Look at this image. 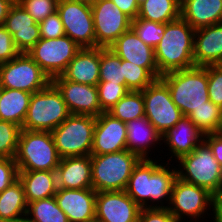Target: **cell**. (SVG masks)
<instances>
[{
    "mask_svg": "<svg viewBox=\"0 0 222 222\" xmlns=\"http://www.w3.org/2000/svg\"><path fill=\"white\" fill-rule=\"evenodd\" d=\"M174 165L160 158L141 159L133 169L125 192L141 208H168L177 178Z\"/></svg>",
    "mask_w": 222,
    "mask_h": 222,
    "instance_id": "1",
    "label": "cell"
},
{
    "mask_svg": "<svg viewBox=\"0 0 222 222\" xmlns=\"http://www.w3.org/2000/svg\"><path fill=\"white\" fill-rule=\"evenodd\" d=\"M193 29L182 17L165 23L162 39L154 48L159 74L195 66Z\"/></svg>",
    "mask_w": 222,
    "mask_h": 222,
    "instance_id": "2",
    "label": "cell"
},
{
    "mask_svg": "<svg viewBox=\"0 0 222 222\" xmlns=\"http://www.w3.org/2000/svg\"><path fill=\"white\" fill-rule=\"evenodd\" d=\"M160 78L167 84L172 101L183 116H188L194 109L207 105L210 101L207 66L169 72Z\"/></svg>",
    "mask_w": 222,
    "mask_h": 222,
    "instance_id": "3",
    "label": "cell"
},
{
    "mask_svg": "<svg viewBox=\"0 0 222 222\" xmlns=\"http://www.w3.org/2000/svg\"><path fill=\"white\" fill-rule=\"evenodd\" d=\"M14 160L19 171H56L61 157L51 132L22 129Z\"/></svg>",
    "mask_w": 222,
    "mask_h": 222,
    "instance_id": "4",
    "label": "cell"
},
{
    "mask_svg": "<svg viewBox=\"0 0 222 222\" xmlns=\"http://www.w3.org/2000/svg\"><path fill=\"white\" fill-rule=\"evenodd\" d=\"M141 158L130 151L91 155L92 188L96 192L123 191Z\"/></svg>",
    "mask_w": 222,
    "mask_h": 222,
    "instance_id": "5",
    "label": "cell"
},
{
    "mask_svg": "<svg viewBox=\"0 0 222 222\" xmlns=\"http://www.w3.org/2000/svg\"><path fill=\"white\" fill-rule=\"evenodd\" d=\"M174 163L181 180L206 188L212 194L222 189V168L204 140Z\"/></svg>",
    "mask_w": 222,
    "mask_h": 222,
    "instance_id": "6",
    "label": "cell"
},
{
    "mask_svg": "<svg viewBox=\"0 0 222 222\" xmlns=\"http://www.w3.org/2000/svg\"><path fill=\"white\" fill-rule=\"evenodd\" d=\"M70 115L61 92L51 82L31 95L22 129L52 132Z\"/></svg>",
    "mask_w": 222,
    "mask_h": 222,
    "instance_id": "7",
    "label": "cell"
},
{
    "mask_svg": "<svg viewBox=\"0 0 222 222\" xmlns=\"http://www.w3.org/2000/svg\"><path fill=\"white\" fill-rule=\"evenodd\" d=\"M96 117L71 114L51 133L61 158L91 155Z\"/></svg>",
    "mask_w": 222,
    "mask_h": 222,
    "instance_id": "8",
    "label": "cell"
},
{
    "mask_svg": "<svg viewBox=\"0 0 222 222\" xmlns=\"http://www.w3.org/2000/svg\"><path fill=\"white\" fill-rule=\"evenodd\" d=\"M211 205L212 193L206 188L176 178L167 209L179 222L210 221Z\"/></svg>",
    "mask_w": 222,
    "mask_h": 222,
    "instance_id": "9",
    "label": "cell"
},
{
    "mask_svg": "<svg viewBox=\"0 0 222 222\" xmlns=\"http://www.w3.org/2000/svg\"><path fill=\"white\" fill-rule=\"evenodd\" d=\"M52 80L27 54L19 53L0 64V87L35 93L46 88Z\"/></svg>",
    "mask_w": 222,
    "mask_h": 222,
    "instance_id": "10",
    "label": "cell"
},
{
    "mask_svg": "<svg viewBox=\"0 0 222 222\" xmlns=\"http://www.w3.org/2000/svg\"><path fill=\"white\" fill-rule=\"evenodd\" d=\"M141 92L145 117L161 135L182 118L181 110L173 103L169 88L161 78L155 79Z\"/></svg>",
    "mask_w": 222,
    "mask_h": 222,
    "instance_id": "11",
    "label": "cell"
},
{
    "mask_svg": "<svg viewBox=\"0 0 222 222\" xmlns=\"http://www.w3.org/2000/svg\"><path fill=\"white\" fill-rule=\"evenodd\" d=\"M81 48L68 36L41 38L27 53L52 80L60 76Z\"/></svg>",
    "mask_w": 222,
    "mask_h": 222,
    "instance_id": "12",
    "label": "cell"
},
{
    "mask_svg": "<svg viewBox=\"0 0 222 222\" xmlns=\"http://www.w3.org/2000/svg\"><path fill=\"white\" fill-rule=\"evenodd\" d=\"M95 48H109L124 32L132 27V20L111 0H96L91 5Z\"/></svg>",
    "mask_w": 222,
    "mask_h": 222,
    "instance_id": "13",
    "label": "cell"
},
{
    "mask_svg": "<svg viewBox=\"0 0 222 222\" xmlns=\"http://www.w3.org/2000/svg\"><path fill=\"white\" fill-rule=\"evenodd\" d=\"M57 12L64 25L65 35L80 48H95V31L91 5L59 0Z\"/></svg>",
    "mask_w": 222,
    "mask_h": 222,
    "instance_id": "14",
    "label": "cell"
},
{
    "mask_svg": "<svg viewBox=\"0 0 222 222\" xmlns=\"http://www.w3.org/2000/svg\"><path fill=\"white\" fill-rule=\"evenodd\" d=\"M203 140L204 134L187 116H182L175 126L169 128L162 135V145L164 148L162 146L161 153H163V156L159 158L164 162H175L180 157L191 153Z\"/></svg>",
    "mask_w": 222,
    "mask_h": 222,
    "instance_id": "15",
    "label": "cell"
},
{
    "mask_svg": "<svg viewBox=\"0 0 222 222\" xmlns=\"http://www.w3.org/2000/svg\"><path fill=\"white\" fill-rule=\"evenodd\" d=\"M141 207L123 191L96 193L95 218L103 222H138Z\"/></svg>",
    "mask_w": 222,
    "mask_h": 222,
    "instance_id": "16",
    "label": "cell"
},
{
    "mask_svg": "<svg viewBox=\"0 0 222 222\" xmlns=\"http://www.w3.org/2000/svg\"><path fill=\"white\" fill-rule=\"evenodd\" d=\"M52 83L61 92L71 114L97 117L103 112L99 103L97 86L66 80L61 75L54 77Z\"/></svg>",
    "mask_w": 222,
    "mask_h": 222,
    "instance_id": "17",
    "label": "cell"
},
{
    "mask_svg": "<svg viewBox=\"0 0 222 222\" xmlns=\"http://www.w3.org/2000/svg\"><path fill=\"white\" fill-rule=\"evenodd\" d=\"M126 129L128 151L137 154L141 159H158L162 156V135L145 116L127 122Z\"/></svg>",
    "mask_w": 222,
    "mask_h": 222,
    "instance_id": "18",
    "label": "cell"
},
{
    "mask_svg": "<svg viewBox=\"0 0 222 222\" xmlns=\"http://www.w3.org/2000/svg\"><path fill=\"white\" fill-rule=\"evenodd\" d=\"M109 49L120 59L145 68L155 79L161 77L157 68L154 48L146 45L132 27L124 32Z\"/></svg>",
    "mask_w": 222,
    "mask_h": 222,
    "instance_id": "19",
    "label": "cell"
},
{
    "mask_svg": "<svg viewBox=\"0 0 222 222\" xmlns=\"http://www.w3.org/2000/svg\"><path fill=\"white\" fill-rule=\"evenodd\" d=\"M126 123L108 112L96 117L91 155H103L126 150Z\"/></svg>",
    "mask_w": 222,
    "mask_h": 222,
    "instance_id": "20",
    "label": "cell"
},
{
    "mask_svg": "<svg viewBox=\"0 0 222 222\" xmlns=\"http://www.w3.org/2000/svg\"><path fill=\"white\" fill-rule=\"evenodd\" d=\"M4 26L20 53H28L41 39L39 24L17 1L11 5Z\"/></svg>",
    "mask_w": 222,
    "mask_h": 222,
    "instance_id": "21",
    "label": "cell"
},
{
    "mask_svg": "<svg viewBox=\"0 0 222 222\" xmlns=\"http://www.w3.org/2000/svg\"><path fill=\"white\" fill-rule=\"evenodd\" d=\"M96 193L93 188H58L54 197L69 222H91L95 218Z\"/></svg>",
    "mask_w": 222,
    "mask_h": 222,
    "instance_id": "22",
    "label": "cell"
},
{
    "mask_svg": "<svg viewBox=\"0 0 222 222\" xmlns=\"http://www.w3.org/2000/svg\"><path fill=\"white\" fill-rule=\"evenodd\" d=\"M193 60L195 66L222 64V23L195 30Z\"/></svg>",
    "mask_w": 222,
    "mask_h": 222,
    "instance_id": "23",
    "label": "cell"
},
{
    "mask_svg": "<svg viewBox=\"0 0 222 222\" xmlns=\"http://www.w3.org/2000/svg\"><path fill=\"white\" fill-rule=\"evenodd\" d=\"M56 175L57 188H92L91 155L61 158Z\"/></svg>",
    "mask_w": 222,
    "mask_h": 222,
    "instance_id": "24",
    "label": "cell"
},
{
    "mask_svg": "<svg viewBox=\"0 0 222 222\" xmlns=\"http://www.w3.org/2000/svg\"><path fill=\"white\" fill-rule=\"evenodd\" d=\"M100 73V47L81 48L61 76L80 84L97 86Z\"/></svg>",
    "mask_w": 222,
    "mask_h": 222,
    "instance_id": "25",
    "label": "cell"
},
{
    "mask_svg": "<svg viewBox=\"0 0 222 222\" xmlns=\"http://www.w3.org/2000/svg\"><path fill=\"white\" fill-rule=\"evenodd\" d=\"M181 17L199 29L222 22V0H181Z\"/></svg>",
    "mask_w": 222,
    "mask_h": 222,
    "instance_id": "26",
    "label": "cell"
},
{
    "mask_svg": "<svg viewBox=\"0 0 222 222\" xmlns=\"http://www.w3.org/2000/svg\"><path fill=\"white\" fill-rule=\"evenodd\" d=\"M18 179L27 203L53 197L58 189L56 171H19Z\"/></svg>",
    "mask_w": 222,
    "mask_h": 222,
    "instance_id": "27",
    "label": "cell"
},
{
    "mask_svg": "<svg viewBox=\"0 0 222 222\" xmlns=\"http://www.w3.org/2000/svg\"><path fill=\"white\" fill-rule=\"evenodd\" d=\"M32 93L1 87L0 120L22 128Z\"/></svg>",
    "mask_w": 222,
    "mask_h": 222,
    "instance_id": "28",
    "label": "cell"
},
{
    "mask_svg": "<svg viewBox=\"0 0 222 222\" xmlns=\"http://www.w3.org/2000/svg\"><path fill=\"white\" fill-rule=\"evenodd\" d=\"M27 205L24 188L19 179L0 192V217L6 222H24Z\"/></svg>",
    "mask_w": 222,
    "mask_h": 222,
    "instance_id": "29",
    "label": "cell"
},
{
    "mask_svg": "<svg viewBox=\"0 0 222 222\" xmlns=\"http://www.w3.org/2000/svg\"><path fill=\"white\" fill-rule=\"evenodd\" d=\"M137 17L161 24L174 21L181 17V0H146Z\"/></svg>",
    "mask_w": 222,
    "mask_h": 222,
    "instance_id": "30",
    "label": "cell"
},
{
    "mask_svg": "<svg viewBox=\"0 0 222 222\" xmlns=\"http://www.w3.org/2000/svg\"><path fill=\"white\" fill-rule=\"evenodd\" d=\"M24 222H69V220L53 196L28 203Z\"/></svg>",
    "mask_w": 222,
    "mask_h": 222,
    "instance_id": "31",
    "label": "cell"
},
{
    "mask_svg": "<svg viewBox=\"0 0 222 222\" xmlns=\"http://www.w3.org/2000/svg\"><path fill=\"white\" fill-rule=\"evenodd\" d=\"M108 113L125 123L145 116L142 92L129 91Z\"/></svg>",
    "mask_w": 222,
    "mask_h": 222,
    "instance_id": "32",
    "label": "cell"
},
{
    "mask_svg": "<svg viewBox=\"0 0 222 222\" xmlns=\"http://www.w3.org/2000/svg\"><path fill=\"white\" fill-rule=\"evenodd\" d=\"M187 117L204 135L218 133L222 121V108L208 101L207 105L194 109Z\"/></svg>",
    "mask_w": 222,
    "mask_h": 222,
    "instance_id": "33",
    "label": "cell"
},
{
    "mask_svg": "<svg viewBox=\"0 0 222 222\" xmlns=\"http://www.w3.org/2000/svg\"><path fill=\"white\" fill-rule=\"evenodd\" d=\"M99 82L125 85L120 57L109 48L100 47Z\"/></svg>",
    "mask_w": 222,
    "mask_h": 222,
    "instance_id": "34",
    "label": "cell"
},
{
    "mask_svg": "<svg viewBox=\"0 0 222 222\" xmlns=\"http://www.w3.org/2000/svg\"><path fill=\"white\" fill-rule=\"evenodd\" d=\"M121 66L123 67L125 86L130 91H142L155 80L145 68L138 67L129 61L121 59Z\"/></svg>",
    "mask_w": 222,
    "mask_h": 222,
    "instance_id": "35",
    "label": "cell"
},
{
    "mask_svg": "<svg viewBox=\"0 0 222 222\" xmlns=\"http://www.w3.org/2000/svg\"><path fill=\"white\" fill-rule=\"evenodd\" d=\"M21 130L12 122L0 120V158L14 159Z\"/></svg>",
    "mask_w": 222,
    "mask_h": 222,
    "instance_id": "36",
    "label": "cell"
},
{
    "mask_svg": "<svg viewBox=\"0 0 222 222\" xmlns=\"http://www.w3.org/2000/svg\"><path fill=\"white\" fill-rule=\"evenodd\" d=\"M132 28L146 45L155 48L162 39L165 24L147 21L137 17L132 21Z\"/></svg>",
    "mask_w": 222,
    "mask_h": 222,
    "instance_id": "37",
    "label": "cell"
},
{
    "mask_svg": "<svg viewBox=\"0 0 222 222\" xmlns=\"http://www.w3.org/2000/svg\"><path fill=\"white\" fill-rule=\"evenodd\" d=\"M97 89L103 112H109L130 91L125 85L110 82H99Z\"/></svg>",
    "mask_w": 222,
    "mask_h": 222,
    "instance_id": "38",
    "label": "cell"
},
{
    "mask_svg": "<svg viewBox=\"0 0 222 222\" xmlns=\"http://www.w3.org/2000/svg\"><path fill=\"white\" fill-rule=\"evenodd\" d=\"M18 2L39 23L57 11L59 0H19Z\"/></svg>",
    "mask_w": 222,
    "mask_h": 222,
    "instance_id": "39",
    "label": "cell"
},
{
    "mask_svg": "<svg viewBox=\"0 0 222 222\" xmlns=\"http://www.w3.org/2000/svg\"><path fill=\"white\" fill-rule=\"evenodd\" d=\"M209 100L222 108V67L220 65L207 66Z\"/></svg>",
    "mask_w": 222,
    "mask_h": 222,
    "instance_id": "40",
    "label": "cell"
},
{
    "mask_svg": "<svg viewBox=\"0 0 222 222\" xmlns=\"http://www.w3.org/2000/svg\"><path fill=\"white\" fill-rule=\"evenodd\" d=\"M38 24L41 38L56 39L65 35L64 25L57 11Z\"/></svg>",
    "mask_w": 222,
    "mask_h": 222,
    "instance_id": "41",
    "label": "cell"
},
{
    "mask_svg": "<svg viewBox=\"0 0 222 222\" xmlns=\"http://www.w3.org/2000/svg\"><path fill=\"white\" fill-rule=\"evenodd\" d=\"M18 166L13 158H0V192L18 180Z\"/></svg>",
    "mask_w": 222,
    "mask_h": 222,
    "instance_id": "42",
    "label": "cell"
},
{
    "mask_svg": "<svg viewBox=\"0 0 222 222\" xmlns=\"http://www.w3.org/2000/svg\"><path fill=\"white\" fill-rule=\"evenodd\" d=\"M20 52L17 50L12 35L4 25L0 26V64L15 58Z\"/></svg>",
    "mask_w": 222,
    "mask_h": 222,
    "instance_id": "43",
    "label": "cell"
},
{
    "mask_svg": "<svg viewBox=\"0 0 222 222\" xmlns=\"http://www.w3.org/2000/svg\"><path fill=\"white\" fill-rule=\"evenodd\" d=\"M138 222H179L167 208H141Z\"/></svg>",
    "mask_w": 222,
    "mask_h": 222,
    "instance_id": "44",
    "label": "cell"
},
{
    "mask_svg": "<svg viewBox=\"0 0 222 222\" xmlns=\"http://www.w3.org/2000/svg\"><path fill=\"white\" fill-rule=\"evenodd\" d=\"M204 141L211 148L213 156L222 168V137L217 134H205Z\"/></svg>",
    "mask_w": 222,
    "mask_h": 222,
    "instance_id": "45",
    "label": "cell"
},
{
    "mask_svg": "<svg viewBox=\"0 0 222 222\" xmlns=\"http://www.w3.org/2000/svg\"><path fill=\"white\" fill-rule=\"evenodd\" d=\"M124 14L132 21L135 20L139 13V5L136 0H111Z\"/></svg>",
    "mask_w": 222,
    "mask_h": 222,
    "instance_id": "46",
    "label": "cell"
},
{
    "mask_svg": "<svg viewBox=\"0 0 222 222\" xmlns=\"http://www.w3.org/2000/svg\"><path fill=\"white\" fill-rule=\"evenodd\" d=\"M222 222V189L212 194L210 222Z\"/></svg>",
    "mask_w": 222,
    "mask_h": 222,
    "instance_id": "47",
    "label": "cell"
},
{
    "mask_svg": "<svg viewBox=\"0 0 222 222\" xmlns=\"http://www.w3.org/2000/svg\"><path fill=\"white\" fill-rule=\"evenodd\" d=\"M13 3L12 0H0V26L4 25L8 11Z\"/></svg>",
    "mask_w": 222,
    "mask_h": 222,
    "instance_id": "48",
    "label": "cell"
},
{
    "mask_svg": "<svg viewBox=\"0 0 222 222\" xmlns=\"http://www.w3.org/2000/svg\"><path fill=\"white\" fill-rule=\"evenodd\" d=\"M69 1L81 2V3H86V4H89V5H92L96 0H69Z\"/></svg>",
    "mask_w": 222,
    "mask_h": 222,
    "instance_id": "49",
    "label": "cell"
},
{
    "mask_svg": "<svg viewBox=\"0 0 222 222\" xmlns=\"http://www.w3.org/2000/svg\"><path fill=\"white\" fill-rule=\"evenodd\" d=\"M217 134H219L221 137H222V121H221V126H220V129H219V131H218V133Z\"/></svg>",
    "mask_w": 222,
    "mask_h": 222,
    "instance_id": "50",
    "label": "cell"
},
{
    "mask_svg": "<svg viewBox=\"0 0 222 222\" xmlns=\"http://www.w3.org/2000/svg\"><path fill=\"white\" fill-rule=\"evenodd\" d=\"M137 4L140 6L143 2H145L146 0H136Z\"/></svg>",
    "mask_w": 222,
    "mask_h": 222,
    "instance_id": "51",
    "label": "cell"
},
{
    "mask_svg": "<svg viewBox=\"0 0 222 222\" xmlns=\"http://www.w3.org/2000/svg\"><path fill=\"white\" fill-rule=\"evenodd\" d=\"M91 222H103V221H100V220L94 218Z\"/></svg>",
    "mask_w": 222,
    "mask_h": 222,
    "instance_id": "52",
    "label": "cell"
},
{
    "mask_svg": "<svg viewBox=\"0 0 222 222\" xmlns=\"http://www.w3.org/2000/svg\"><path fill=\"white\" fill-rule=\"evenodd\" d=\"M0 222H6V221H4V220L0 217Z\"/></svg>",
    "mask_w": 222,
    "mask_h": 222,
    "instance_id": "53",
    "label": "cell"
}]
</instances>
